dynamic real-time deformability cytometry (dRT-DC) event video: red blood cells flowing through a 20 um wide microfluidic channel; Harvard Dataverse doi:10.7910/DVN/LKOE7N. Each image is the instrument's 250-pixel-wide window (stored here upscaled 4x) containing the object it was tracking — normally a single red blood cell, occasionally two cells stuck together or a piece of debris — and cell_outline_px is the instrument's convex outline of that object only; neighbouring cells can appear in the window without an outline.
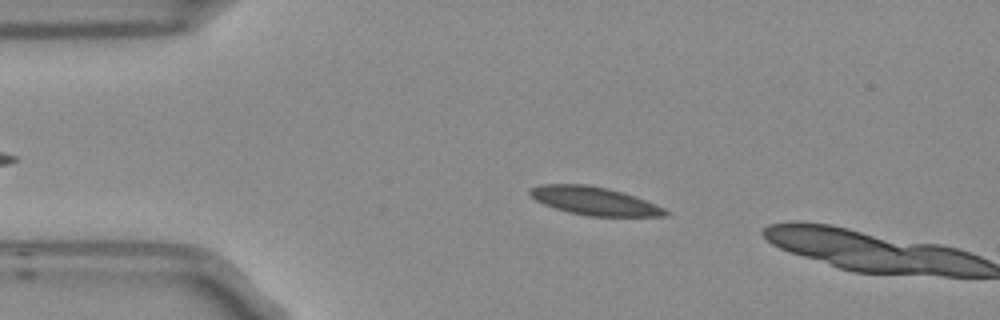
{"species": "Egyptian fruit bat (a non-hibernating species)", "species_latin": "Rousettus aegyptiacus", "temperature_condition": "room temperature", "stored_images_in_passage": 3, "camera_frame_rate_fps": 3000, "um_per_image_px": 0.085, "frame": {"image": 1, "passage_image": 2, "time_ms": 0.333, "image_size_px": [1000, 320], "cell_outline_px": [[668, 216], [588, 216], [568, 212], [544, 204], [536, 200], [528, 192], [528, 188], [540, 184], [588, 184], [608, 188], [644, 200], [664, 208], [668, 212]], "centroid_in_image_um": [50.46, 17.07], "position_along_channel_um": 34.5, "area_um2": 22.02}}